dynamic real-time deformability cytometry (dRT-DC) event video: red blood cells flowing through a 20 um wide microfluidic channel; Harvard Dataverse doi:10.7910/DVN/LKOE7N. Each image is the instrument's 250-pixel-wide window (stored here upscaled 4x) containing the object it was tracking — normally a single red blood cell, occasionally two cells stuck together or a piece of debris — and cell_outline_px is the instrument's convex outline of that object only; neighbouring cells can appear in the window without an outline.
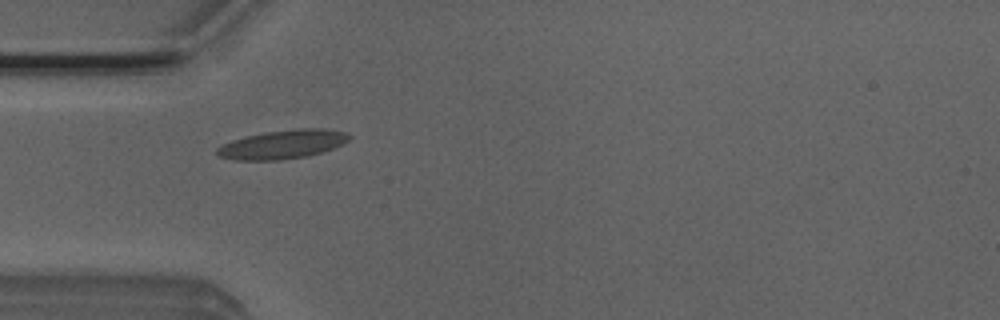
{"species": "Egyptian fruit bat (a non-hibernating species)", "species_latin": "Rousettus aegyptiacus", "temperature_condition": "room temperature", "stored_images_in_passage": 2, "camera_frame_rate_fps": 3000, "um_per_image_px": 0.085, "animal": {"sex": "male"}, "frame": {"image": 1, "passage_image": 1, "time_ms": 0.0, "image_size_px": [1000, 320], "cell_outline_px": [[352, 136], [344, 144], [320, 152], [304, 156], [280, 160], [236, 160], [216, 156], [216, 148], [232, 140], [244, 136], [264, 132], [300, 128], [324, 128], [344, 132]], "centroid_in_image_um": [24.0, 12.26], "position_along_channel_um": 61.0, "area_um2": 22.14}}